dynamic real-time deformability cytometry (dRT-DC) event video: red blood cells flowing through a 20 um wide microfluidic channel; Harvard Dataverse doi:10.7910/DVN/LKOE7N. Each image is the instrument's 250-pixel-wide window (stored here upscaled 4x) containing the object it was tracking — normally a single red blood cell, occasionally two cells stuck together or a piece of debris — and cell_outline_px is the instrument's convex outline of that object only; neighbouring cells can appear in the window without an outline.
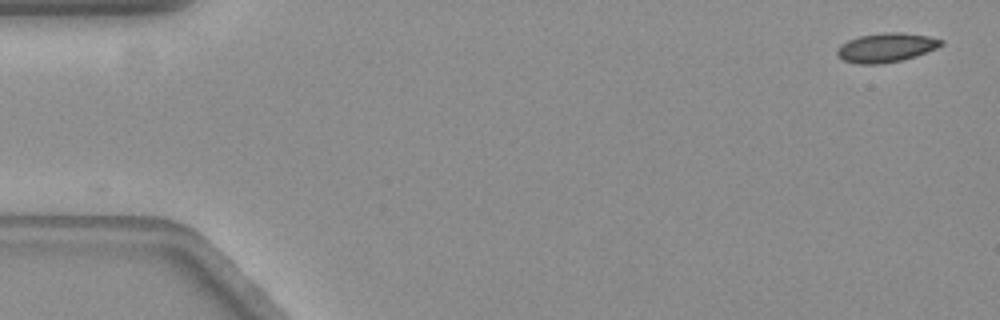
{"species": "common noctule bat (a hibernating species)", "species_latin": "Nyctalus noctula", "temperature_condition": "warm", "stored_images_in_passage": 57, "camera_frame_rate_fps": 3000, "um_per_image_px": 0.085, "animal": {"sex": "female", "body_mass_g": 19.3, "forearm_length_mm": 54.1}, "frame": {"image": 1, "passage_image": 1, "time_ms": 0.0, "image_size_px": [1000, 320], "cell_outline_px": [[944, 44], [936, 48], [916, 56], [904, 60], [880, 64], [856, 64], [844, 60], [836, 56], [836, 48], [840, 44], [848, 40], [860, 36], [884, 32], [900, 32], [928, 36], [944, 40]], "centroid_in_image_um": [75.3, 4.05], "position_along_channel_um": 9.7, "area_um2": 17.86}}
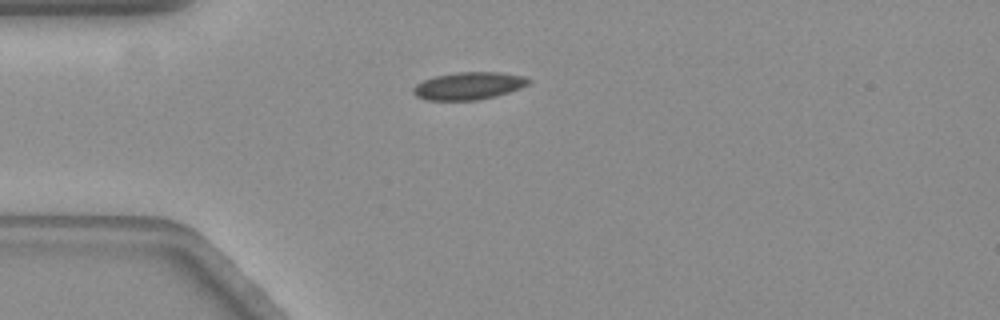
{"frame": {"image": 2, "passage_image": 14, "time_ms": 4.333, "image_size_px": [1000, 320], "cell_outline_px": [[532, 80], [528, 84], [520, 88], [496, 96], [476, 100], [424, 100], [416, 96], [412, 92], [412, 88], [416, 84], [424, 80], [436, 76], [456, 72], [500, 72], [524, 76]], "centroid_in_image_um": [39.82, 7.3], "position_along_channel_um": 45.2, "area_um2": 18.5}}
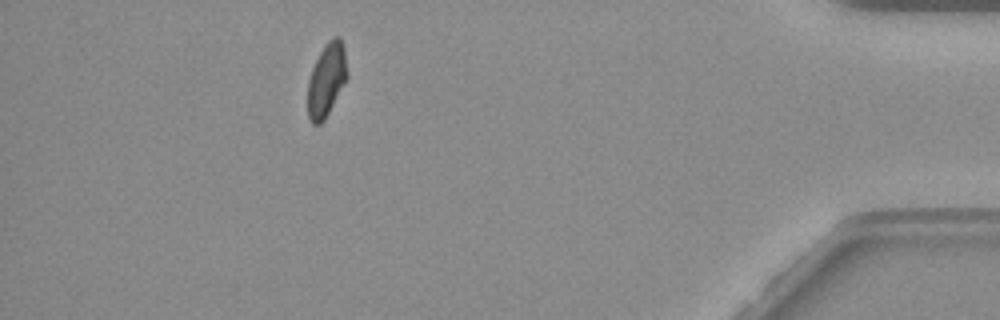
{"frame": {"image": 3, "passage_image": 51, "time_ms": 16.667, "image_size_px": [1000, 320], "cell_outline_px": [[348, 76], [324, 120], [320, 124], [312, 124], [308, 120], [308, 80], [312, 68], [320, 52], [328, 40], [332, 36], [340, 36], [344, 44]], "centroid_in_image_um": [27.76, 6.75], "position_along_channel_um": 407.4, "area_um2": 16.88}, "authors_computed_cell_mechanics": {"area_um2": 17.918, "velocity_mm_per_s": 3.5435, "shape_relaxation_time_tau1_ms": 4.0871, "shape_relaxation_time_tau2_ms": 1.3217, "deformation_change_tau1": 0.1316, "deformation_change_tau2": 0.0727}}